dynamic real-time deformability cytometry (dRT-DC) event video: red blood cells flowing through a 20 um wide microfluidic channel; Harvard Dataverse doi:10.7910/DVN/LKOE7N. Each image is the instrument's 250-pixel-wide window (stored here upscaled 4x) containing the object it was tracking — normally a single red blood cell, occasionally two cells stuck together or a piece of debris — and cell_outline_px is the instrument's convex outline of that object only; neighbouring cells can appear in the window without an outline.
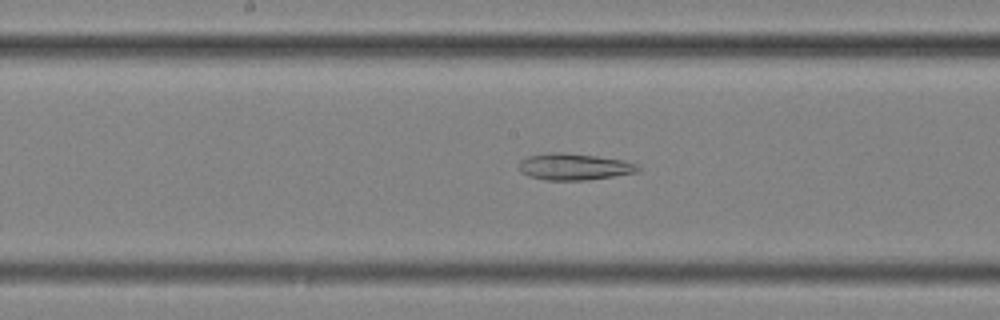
{"species": "common noctule bat (a hibernating species)", "species_latin": "Nyctalus noctula", "temperature_condition": "cold", "stored_images_in_passage": 50, "segment_of_instrument_passage": [2, 2], "camera_frame_rate_fps": 3000, "um_per_image_px": 0.085, "animal": {"sex": "female", "body_mass_g": 25.1}, "frame": {"image": 1, "passage_image": 29, "time_ms": 9.333, "image_size_px": [1000, 320], "cell_outline_px": [[640, 172], [588, 180], [548, 180], [528, 176], [520, 172], [520, 160], [528, 156], [548, 152], [560, 152], [596, 156], [624, 160], [636, 164], [640, 168]], "centroid_in_image_um": [48.81, 14.17], "position_along_channel_um": 199.4, "area_um2": 18.5}}
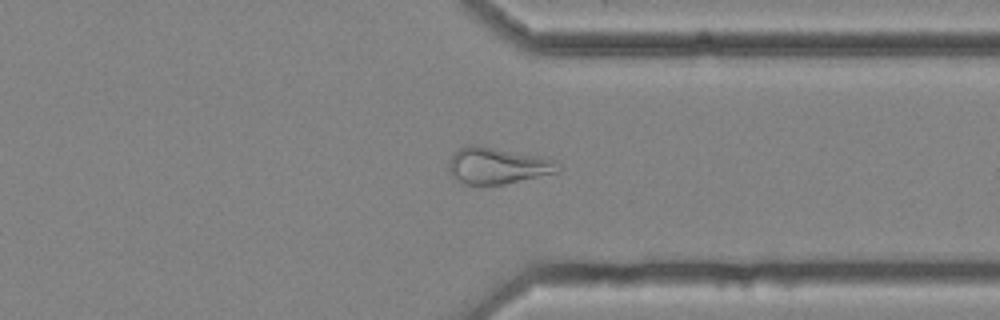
{"frame": {"image": 2, "passage_image": 43, "time_ms": 14.0, "image_size_px": [1000, 320], "cell_outline_px": [[564, 168], [560, 172], [504, 184], [464, 184], [456, 180], [452, 176], [448, 168], [448, 160], [460, 148], [468, 144], [480, 144], [540, 156], [556, 160]], "centroid_in_image_um": [42.32, 14.06], "position_along_channel_um": 369.1, "area_um2": 23.7}}
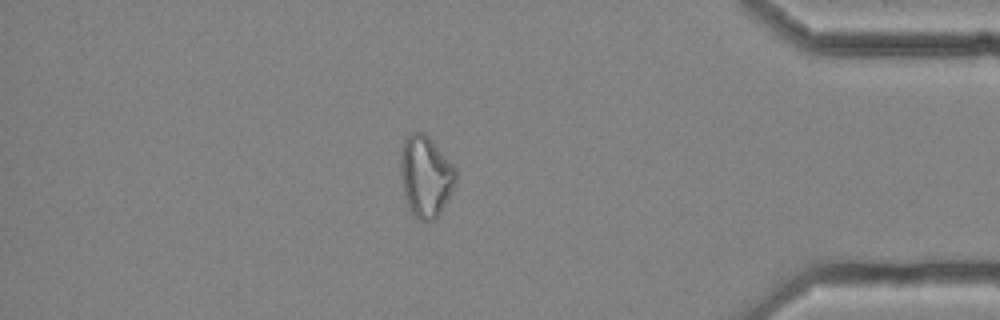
{"frame": {"image": 3, "passage_image": 48, "time_ms": 15.667, "image_size_px": [1000, 320], "cell_outline_px": [[456, 180], [436, 220], [420, 220], [408, 208], [404, 196], [400, 176], [400, 160], [404, 140], [408, 132], [424, 132], [432, 140], [456, 168]], "centroid_in_image_um": [36.15, 14.96], "position_along_channel_um": 399.1, "area_um2": 26.01}}